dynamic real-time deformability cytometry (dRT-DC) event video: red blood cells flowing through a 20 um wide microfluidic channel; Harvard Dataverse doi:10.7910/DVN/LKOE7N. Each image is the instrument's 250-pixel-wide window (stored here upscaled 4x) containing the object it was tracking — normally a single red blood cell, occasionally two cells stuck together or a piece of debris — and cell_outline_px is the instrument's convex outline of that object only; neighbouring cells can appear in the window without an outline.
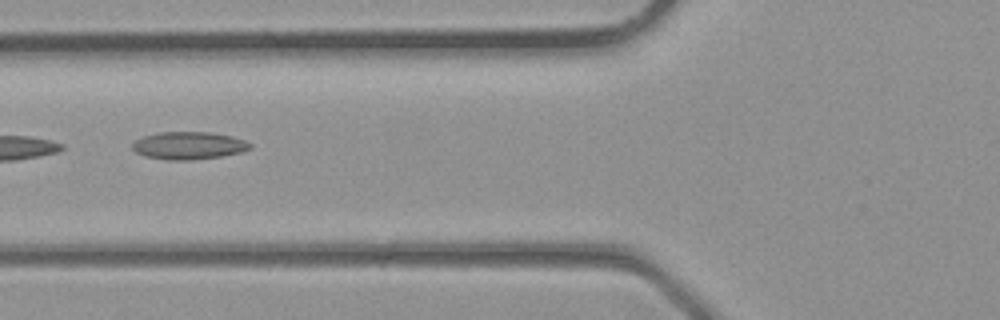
{"species": "common noctule bat (a hibernating species)", "species_latin": "Nyctalus noctula", "temperature_condition": "room temperature", "stored_images_in_passage": 4, "camera_frame_rate_fps": 3000, "um_per_image_px": 0.085, "animal": {"sex": "male", "body_mass_g": 23.1, "forearm_length_mm": 52.7}, "frame": {"image": 1, "passage_image": 4, "time_ms": 1.0, "image_size_px": [1000, 320], "cell_outline_px": [[252, 148], [240, 152], [220, 156], [192, 160], [168, 160], [148, 156], [136, 152], [132, 148], [132, 144], [136, 140], [144, 136], [160, 132], [208, 132], [232, 136], [244, 140], [252, 144]], "centroid_in_image_um": [16.06, 12.37], "position_along_channel_um": 109.7, "area_um2": 18.73}}